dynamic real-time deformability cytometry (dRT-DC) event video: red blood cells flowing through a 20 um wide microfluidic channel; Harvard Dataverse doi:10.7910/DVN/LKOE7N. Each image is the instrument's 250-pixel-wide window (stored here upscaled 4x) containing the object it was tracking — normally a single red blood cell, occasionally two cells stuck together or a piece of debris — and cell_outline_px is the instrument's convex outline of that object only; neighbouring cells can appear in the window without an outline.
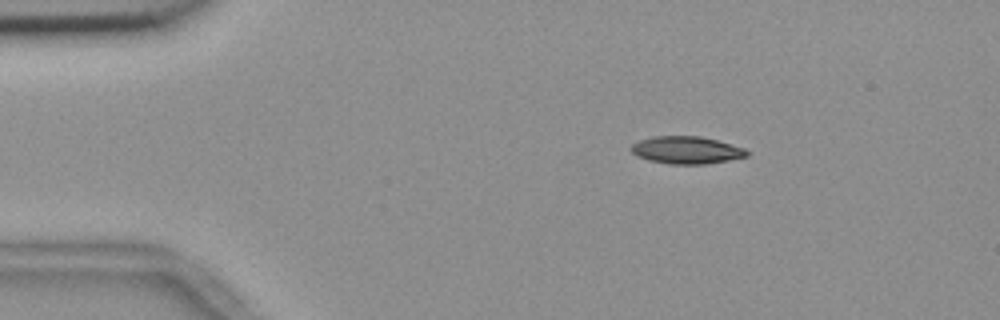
{"species": "common noctule bat (a hibernating species)", "species_latin": "Nyctalus noctula", "temperature_condition": "room temperature", "stored_images_in_passage": 9, "camera_frame_rate_fps": 3000, "um_per_image_px": 0.085, "animal": {"sex": "female", "body_mass_g": 18.4}, "frame": {"image": 1, "passage_image": 1, "time_ms": 0.0, "image_size_px": [1000, 320], "cell_outline_px": [[748, 156], [728, 160], [704, 164], [668, 164], [648, 160], [636, 156], [628, 148], [632, 144], [640, 140], [652, 136], [700, 136], [716, 140], [744, 148], [748, 152]], "centroid_in_image_um": [58.3, 12.76], "position_along_channel_um": 26.7, "area_um2": 18.5}}